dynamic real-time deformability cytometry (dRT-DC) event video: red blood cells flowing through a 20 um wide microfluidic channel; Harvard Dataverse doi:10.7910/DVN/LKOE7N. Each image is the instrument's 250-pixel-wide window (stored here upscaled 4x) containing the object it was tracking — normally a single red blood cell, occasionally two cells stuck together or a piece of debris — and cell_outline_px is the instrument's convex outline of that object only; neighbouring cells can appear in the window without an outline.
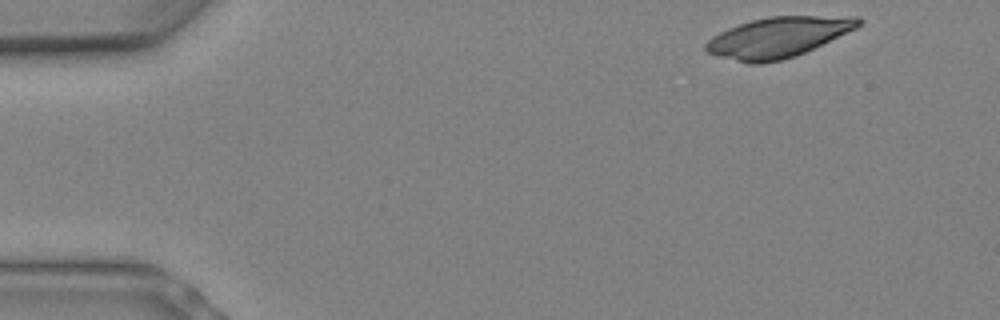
{"species": "Egyptian fruit bat (a non-hibernating species)", "species_latin": "Rousettus aegyptiacus", "temperature_condition": "warm", "stored_images_in_passage": 7, "camera_frame_rate_fps": 3000, "um_per_image_px": 0.085, "animal": {"sex": "female"}, "frame": {"image": 1, "passage_image": 1, "time_ms": 0.0, "image_size_px": [1000, 320], "cell_outline_px": [[864, 20], [856, 28], [796, 56], [764, 64], [748, 64], [716, 56], [708, 52], [704, 48], [704, 44], [712, 36], [728, 28], [752, 20], [768, 16], [860, 16]], "centroid_in_image_um": [66.12, 3.17], "position_along_channel_um": 18.9, "area_um2": 35.89}}
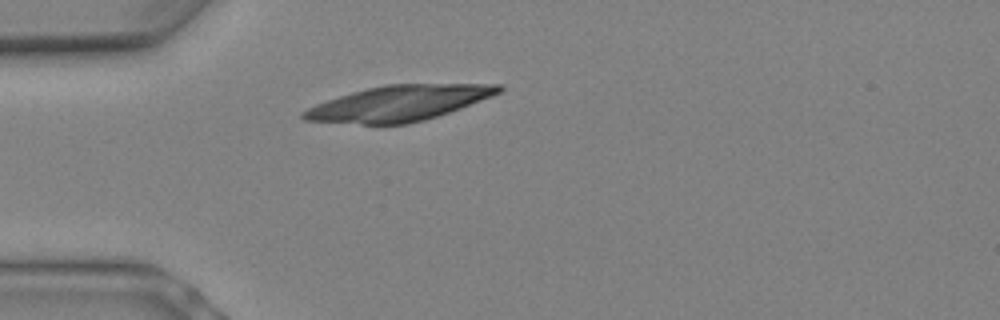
{"frame": {"image": 2, "passage_image": 5, "time_ms": 1.333, "image_size_px": [1000, 320], "cell_outline_px": [[504, 88], [500, 92], [492, 96], [460, 108], [424, 120], [408, 124], [360, 124], [304, 120], [300, 116], [300, 112], [316, 104], [352, 92], [384, 84], [500, 84]], "centroid_in_image_um": [33.89, 8.77], "position_along_channel_um": 51.1, "area_um2": 39.94}}